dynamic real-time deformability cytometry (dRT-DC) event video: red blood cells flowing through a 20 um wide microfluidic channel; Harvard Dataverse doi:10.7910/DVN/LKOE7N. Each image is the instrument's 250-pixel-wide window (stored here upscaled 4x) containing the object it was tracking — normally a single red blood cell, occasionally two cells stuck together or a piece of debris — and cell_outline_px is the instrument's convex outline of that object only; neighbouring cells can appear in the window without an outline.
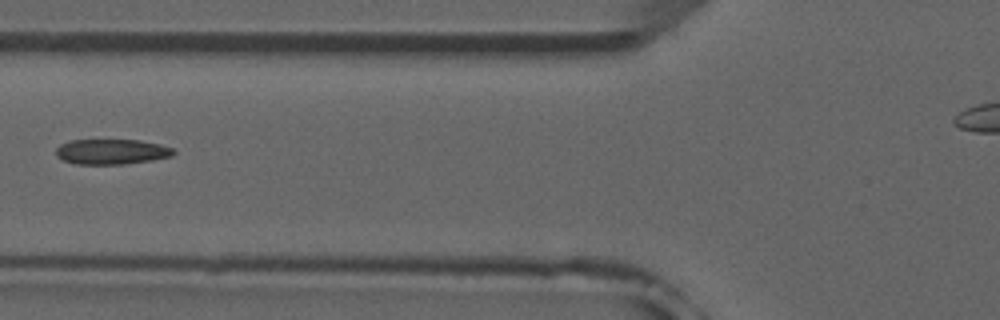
{"species": "common noctule bat (a hibernating species)", "species_latin": "Nyctalus noctula", "temperature_condition": "room temperature", "stored_images_in_passage": 7, "camera_frame_rate_fps": 3000, "um_per_image_px": 0.085, "animal": {"sex": "male", "forearm_length_mm": 52.5}, "frame": {"image": 1, "passage_image": 6, "time_ms": 6.667, "image_size_px": [1000, 320], "cell_outline_px": [[176, 152], [172, 156], [152, 160], [120, 164], [76, 164], [64, 160], [56, 156], [56, 148], [60, 144], [68, 140], [140, 140], [160, 144], [172, 148]], "centroid_in_image_um": [9.47, 12.89], "position_along_channel_um": 116.3, "area_um2": 17.28}}
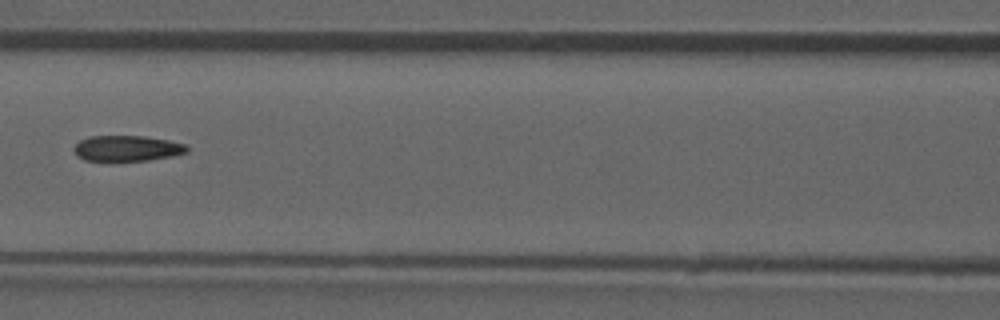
{"frame": {"image": 2, "passage_image": 7, "time_ms": 7.667, "image_size_px": [1000, 320], "cell_outline_px": [[188, 152], [172, 156], [148, 160], [84, 160], [76, 156], [72, 148], [80, 140], [92, 136], [144, 136], [168, 140], [188, 144]], "centroid_in_image_um": [10.81, 12.6], "position_along_channel_um": 155.8, "area_um2": 16.88}}